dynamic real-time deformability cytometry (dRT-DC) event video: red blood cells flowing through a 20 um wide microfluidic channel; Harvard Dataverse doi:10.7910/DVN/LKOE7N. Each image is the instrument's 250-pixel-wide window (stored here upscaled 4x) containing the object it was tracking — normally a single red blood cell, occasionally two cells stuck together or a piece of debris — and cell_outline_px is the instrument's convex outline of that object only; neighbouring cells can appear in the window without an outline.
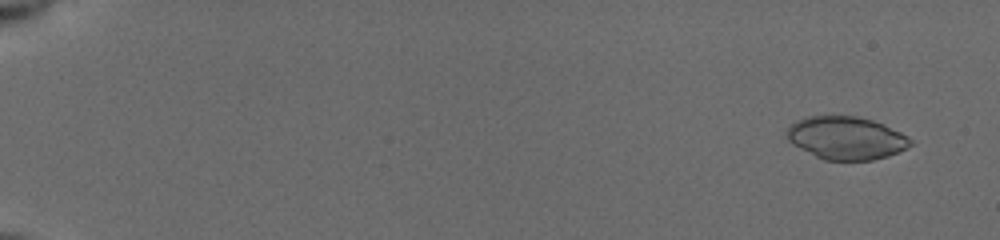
{"species": "common noctule bat (a hibernating species)", "species_latin": "Nyctalus noctula", "temperature_condition": "cold", "stored_images_in_passage": 54, "camera_frame_rate_fps": 3000, "um_per_image_px": 0.085, "animal": {"sex": "female", "body_mass_g": 19.5, "forearm_length_mm": 54.1}, "frame": {"image": 1, "passage_image": 4, "time_ms": 1.0, "image_size_px": [1000, 240], "cell_outline_px": [[912, 144], [908, 148], [888, 156], [872, 160], [824, 160], [792, 144], [788, 140], [784, 132], [796, 120], [808, 116], [856, 116], [872, 120], [884, 124], [908, 136], [912, 140]], "centroid_in_image_um": [71.93, 11.73], "position_along_channel_um": 13.1, "area_um2": 30.98}}
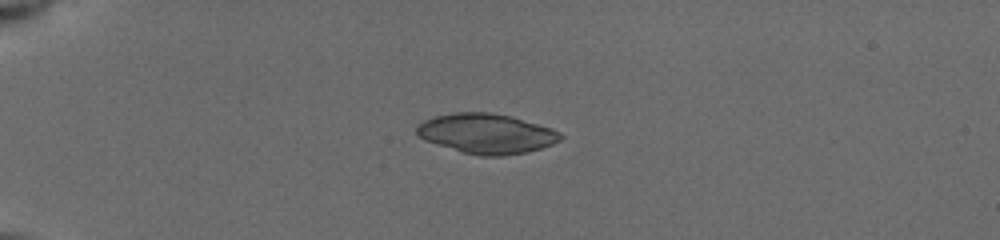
{"frame": {"image": 2, "passage_image": 16, "time_ms": 5.0, "image_size_px": [1000, 240], "cell_outline_px": [[564, 136], [560, 140], [552, 144], [528, 152], [504, 156], [480, 156], [464, 152], [436, 144], [424, 140], [416, 136], [416, 124], [424, 120], [436, 116], [456, 112], [492, 112], [512, 116], [552, 128], [560, 132]], "centroid_in_image_um": [41.35, 11.35], "position_along_channel_um": 43.7, "area_um2": 33.64}}